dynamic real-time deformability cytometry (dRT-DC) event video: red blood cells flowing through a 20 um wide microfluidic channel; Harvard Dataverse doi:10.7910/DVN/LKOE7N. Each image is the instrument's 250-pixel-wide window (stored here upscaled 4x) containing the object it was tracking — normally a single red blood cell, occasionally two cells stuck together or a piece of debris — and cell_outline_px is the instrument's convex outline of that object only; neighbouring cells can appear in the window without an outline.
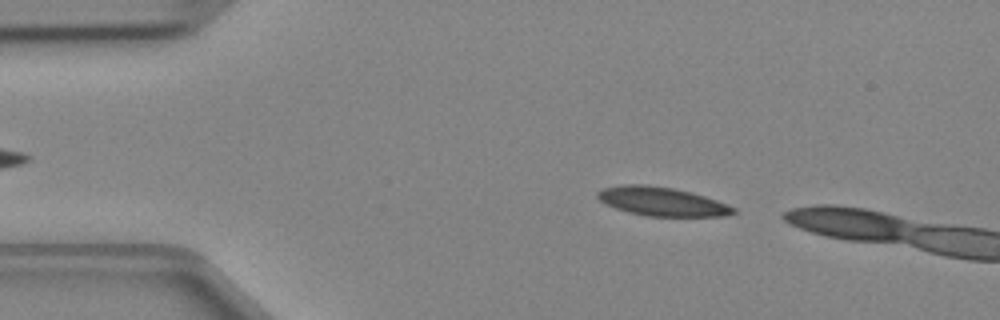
{"species": "Egyptian fruit bat (a non-hibernating species)", "species_latin": "Rousettus aegyptiacus", "temperature_condition": "cold", "stored_images_in_passage": 6, "camera_frame_rate_fps": 3000, "um_per_image_px": 0.085, "animal": {"sex": "female"}, "frame": {"image": 1, "passage_image": 3, "time_ms": 0.667, "image_size_px": [1000, 320], "cell_outline_px": [[736, 212], [728, 216], [648, 216], [628, 212], [616, 208], [600, 200], [596, 196], [596, 192], [604, 188], [620, 184], [644, 184], [672, 188], [692, 192], [728, 204], [736, 208]], "centroid_in_image_um": [56.28, 17.12], "position_along_channel_um": 28.7, "area_um2": 22.77}}